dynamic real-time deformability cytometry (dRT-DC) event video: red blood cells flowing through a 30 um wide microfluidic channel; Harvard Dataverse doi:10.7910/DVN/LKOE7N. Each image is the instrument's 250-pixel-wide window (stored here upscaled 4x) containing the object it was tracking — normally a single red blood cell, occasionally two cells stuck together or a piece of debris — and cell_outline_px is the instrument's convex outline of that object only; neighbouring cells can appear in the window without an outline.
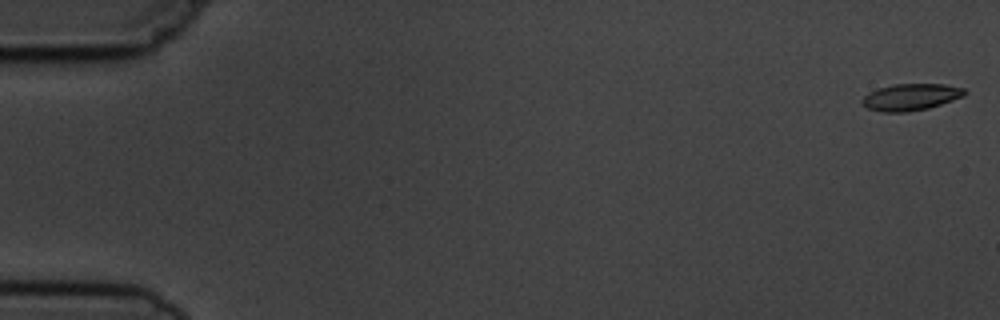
{"species": "common noctule bat (a hibernating species)", "species_latin": "Nyctalus noctula", "temperature_condition": "cold", "stored_images_in_passage": 7, "camera_frame_rate_fps": 3000, "um_per_image_px": 0.085, "animal": {"sex": "male", "body_mass_g": 19.5, "forearm_length_mm": 54.6}, "frame": {"image": 1, "passage_image": 1, "time_ms": 0.0, "image_size_px": [1000, 320], "cell_outline_px": [[968, 92], [964, 96], [928, 108], [904, 112], [880, 112], [868, 108], [860, 100], [868, 92], [876, 88], [892, 84], [944, 84], [964, 88]], "centroid_in_image_um": [77.4, 8.24], "position_along_channel_um": 7.6, "area_um2": 16.01}}
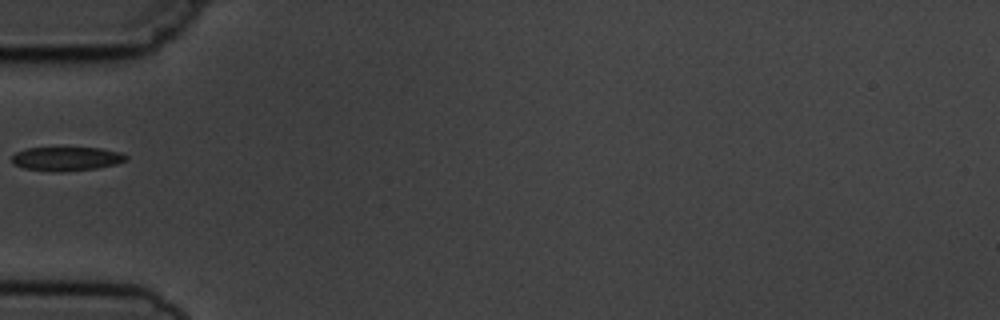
{"frame": {"image": 2, "passage_image": 6, "time_ms": 6.0, "image_size_px": [1000, 320], "cell_outline_px": [[128, 160], [116, 164], [96, 168], [64, 172], [56, 172], [24, 168], [12, 164], [12, 156], [16, 152], [28, 148], [100, 148], [120, 152], [128, 156]], "centroid_in_image_um": [5.66, 13.5], "position_along_channel_um": 79.3, "area_um2": 15.95}}
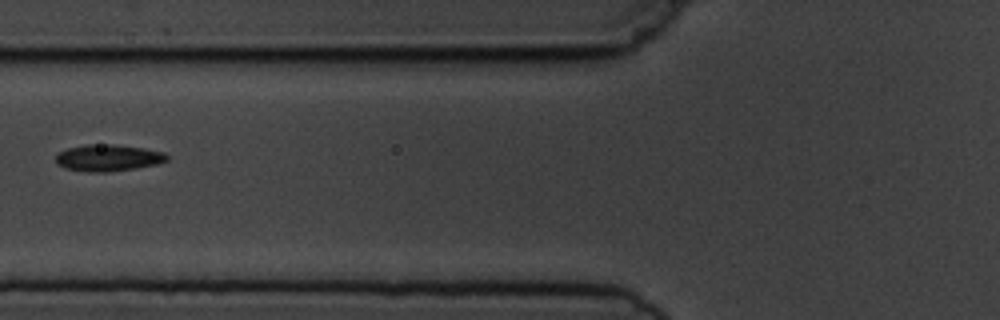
{"frame": {"image": 3, "passage_image": 7, "time_ms": 7.0, "image_size_px": [1000, 320], "cell_outline_px": [[168, 160], [156, 164], [136, 168], [108, 172], [88, 172], [64, 168], [56, 164], [56, 156], [60, 152], [68, 148], [84, 144], [116, 144], [144, 148], [164, 152], [168, 156]], "centroid_in_image_um": [9.18, 13.41], "position_along_channel_um": 116.6, "area_um2": 17.4}}